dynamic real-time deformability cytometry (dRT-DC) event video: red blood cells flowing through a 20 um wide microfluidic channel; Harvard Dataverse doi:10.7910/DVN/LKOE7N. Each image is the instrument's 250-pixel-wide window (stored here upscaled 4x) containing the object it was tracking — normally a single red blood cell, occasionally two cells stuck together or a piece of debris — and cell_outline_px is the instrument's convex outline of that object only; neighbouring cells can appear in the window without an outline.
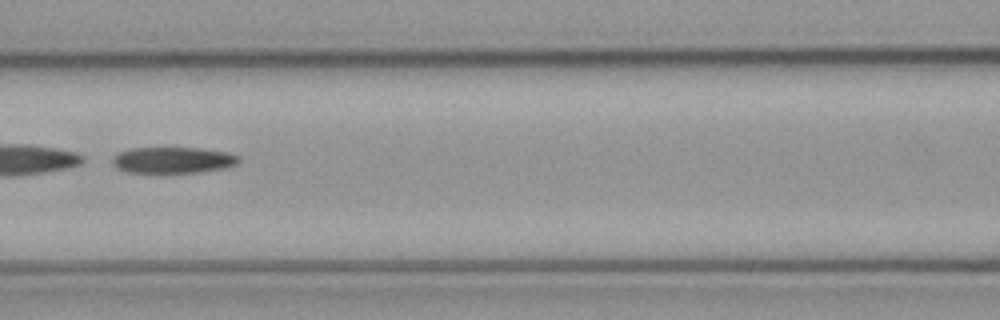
{"species": "common noctule bat (a hibernating species)", "species_latin": "Nyctalus noctula", "temperature_condition": "cold", "stored_images_in_passage": 54, "camera_frame_rate_fps": 3000, "um_per_image_px": 0.085, "animal": {"sex": "male", "body_mass_g": 23.1, "forearm_length_mm": 52.7}, "frame": {"image": 1, "passage_image": 23, "time_ms": 7.333, "image_size_px": [1000, 320], "cell_outline_px": [[240, 160], [236, 164], [220, 168], [196, 172], [160, 176], [128, 172], [116, 168], [112, 164], [112, 160], [120, 152], [132, 148], [200, 148], [228, 152], [240, 156]], "centroid_in_image_um": [14.65, 13.65], "position_along_channel_um": 151.9, "area_um2": 19.94}}